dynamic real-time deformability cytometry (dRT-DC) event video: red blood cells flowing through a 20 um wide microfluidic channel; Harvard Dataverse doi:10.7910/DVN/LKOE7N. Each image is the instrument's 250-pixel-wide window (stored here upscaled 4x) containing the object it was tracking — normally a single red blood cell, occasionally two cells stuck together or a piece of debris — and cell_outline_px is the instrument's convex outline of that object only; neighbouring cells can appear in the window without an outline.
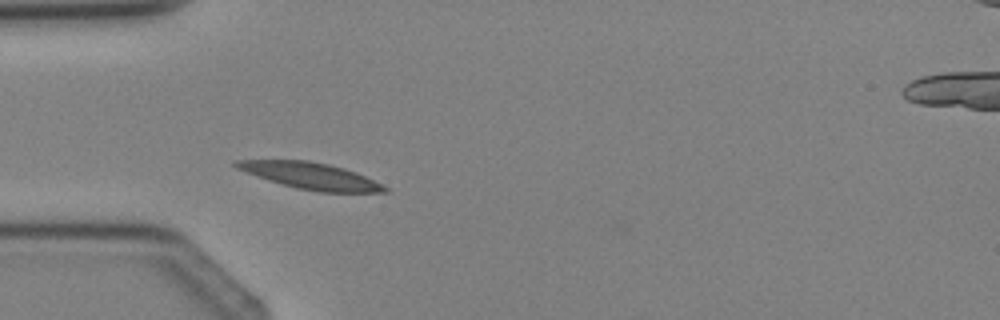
{"species": "Egyptian fruit bat (a non-hibernating species)", "species_latin": "Rousettus aegyptiacus", "temperature_condition": "cold", "stored_images_in_passage": 1, "camera_frame_rate_fps": 3000, "um_per_image_px": 0.085, "animal": {"sex": "female"}, "frame": {"image": 1, "passage_image": 1, "time_ms": 0.0, "image_size_px": [1000, 320], "cell_outline_px": [[388, 192], [320, 192], [296, 188], [268, 180], [256, 176], [236, 168], [232, 164], [232, 160], [308, 160], [328, 164], [344, 168], [356, 172], [388, 188]], "centroid_in_image_um": [26.35, 14.94], "position_along_channel_um": 58.6, "area_um2": 22.77}}